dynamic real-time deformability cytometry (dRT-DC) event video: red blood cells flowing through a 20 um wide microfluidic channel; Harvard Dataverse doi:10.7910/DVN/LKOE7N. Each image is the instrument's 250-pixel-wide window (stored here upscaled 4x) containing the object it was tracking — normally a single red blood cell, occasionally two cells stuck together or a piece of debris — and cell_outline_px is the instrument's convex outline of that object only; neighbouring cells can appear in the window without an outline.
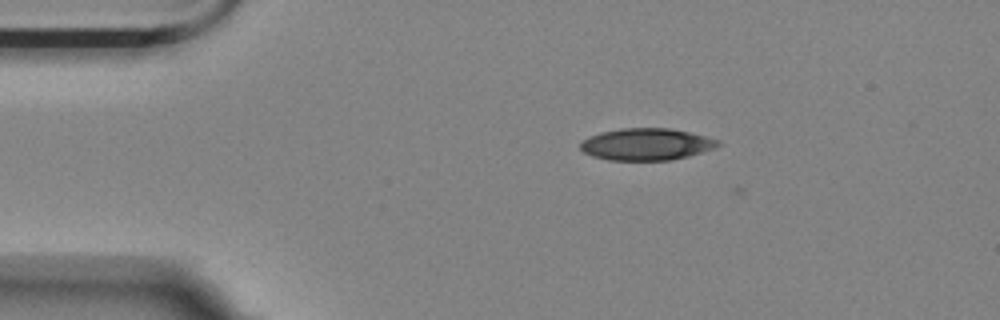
{"species": "Egyptian fruit bat (a non-hibernating species)", "species_latin": "Rousettus aegyptiacus", "temperature_condition": "room temperature", "stored_images_in_passage": 4, "camera_frame_rate_fps": 3000, "um_per_image_px": 0.085, "animal": {"sex": "female"}, "frame": {"image": 1, "passage_image": 1, "time_ms": 0.0, "image_size_px": [1000, 320], "cell_outline_px": [[720, 144], [716, 148], [688, 156], [672, 160], [608, 160], [592, 156], [584, 152], [580, 148], [580, 144], [584, 140], [600, 132], [620, 128], [668, 128], [688, 132], [720, 140]], "centroid_in_image_um": [54.96, 12.27], "position_along_channel_um": 30.0, "area_um2": 25.49}}